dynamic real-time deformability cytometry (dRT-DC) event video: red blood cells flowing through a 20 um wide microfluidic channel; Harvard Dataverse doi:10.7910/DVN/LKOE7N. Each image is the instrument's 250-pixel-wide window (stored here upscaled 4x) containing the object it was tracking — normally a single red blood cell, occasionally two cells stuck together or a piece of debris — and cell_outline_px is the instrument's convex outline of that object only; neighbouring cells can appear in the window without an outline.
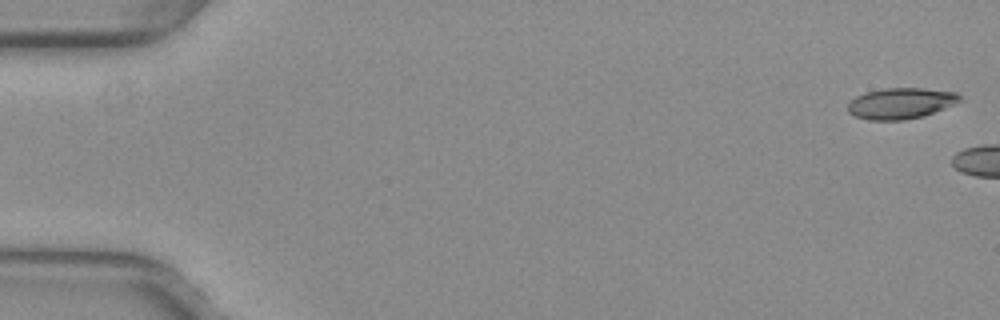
{"species": "common noctule bat (a hibernating species)", "species_latin": "Nyctalus noctula", "temperature_condition": "warm", "stored_images_in_passage": 5, "camera_frame_rate_fps": 3000, "um_per_image_px": 0.085, "animal": {"sex": "female", "body_mass_g": 29.2, "forearm_length_mm": 56.3}, "frame": {"image": 1, "passage_image": 1, "time_ms": 0.0, "image_size_px": [1000, 320], "cell_outline_px": [[964, 100], [924, 116], [904, 120], [868, 120], [856, 116], [848, 112], [848, 104], [856, 96], [864, 92], [884, 88], [924, 88], [956, 92]], "centroid_in_image_um": [76.58, 8.78], "position_along_channel_um": 8.4, "area_um2": 20.29}}